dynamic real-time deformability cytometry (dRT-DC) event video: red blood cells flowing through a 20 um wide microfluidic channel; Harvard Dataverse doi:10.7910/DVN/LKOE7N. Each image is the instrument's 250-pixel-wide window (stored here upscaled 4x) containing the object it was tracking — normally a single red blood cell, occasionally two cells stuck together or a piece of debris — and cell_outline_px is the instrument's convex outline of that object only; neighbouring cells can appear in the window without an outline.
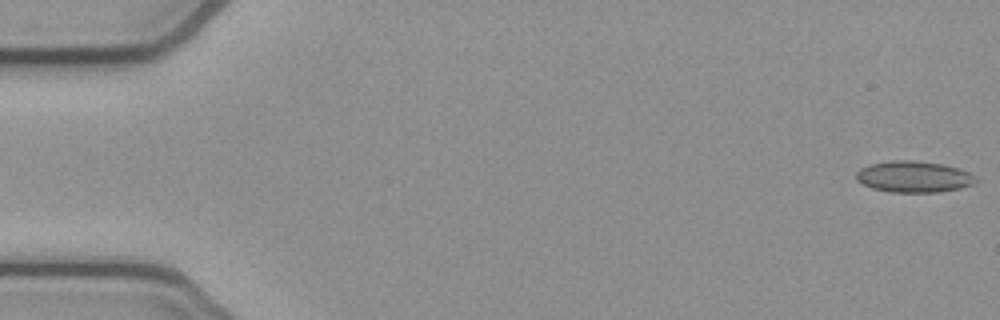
{"species": "common noctule bat (a hibernating species)", "species_latin": "Nyctalus noctula", "temperature_condition": "cold", "stored_images_in_passage": 54, "segment_of_instrument_passage": [1, 2], "camera_frame_rate_fps": 3000, "um_per_image_px": 0.085, "animal": {"sex": "female", "body_mass_g": 21.9}, "frame": {"image": 1, "passage_image": 1, "time_ms": 0.0, "image_size_px": [1000, 320], "cell_outline_px": [[976, 180], [972, 184], [960, 188], [940, 192], [892, 192], [872, 188], [856, 180], [856, 172], [860, 168], [868, 164], [892, 160], [916, 160], [944, 164], [960, 168], [968, 172]], "centroid_in_image_um": [77.63, 15.01], "position_along_channel_um": 7.4, "area_um2": 21.85}}
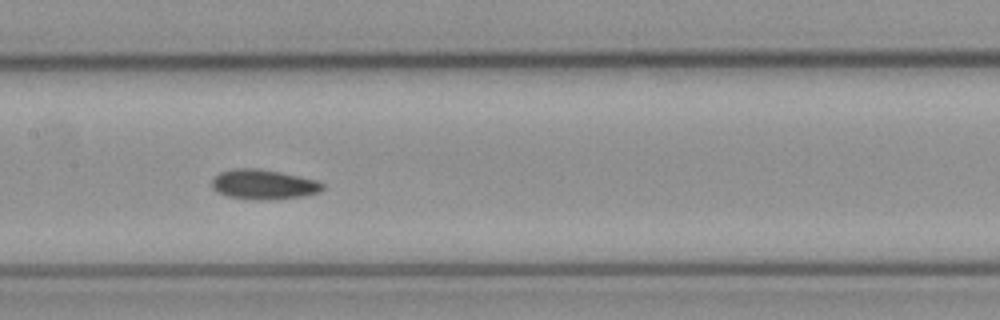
{"frame": {"image": 2, "passage_image": 26, "time_ms": 8.333, "image_size_px": [1000, 320], "cell_outline_px": [[324, 188], [320, 192], [304, 196], [272, 200], [260, 200], [228, 196], [212, 188], [212, 180], [220, 172], [232, 168], [256, 168], [280, 172], [316, 180], [324, 184]], "centroid_in_image_um": [22.43, 15.68], "position_along_channel_um": 185.0, "area_um2": 19.19}}
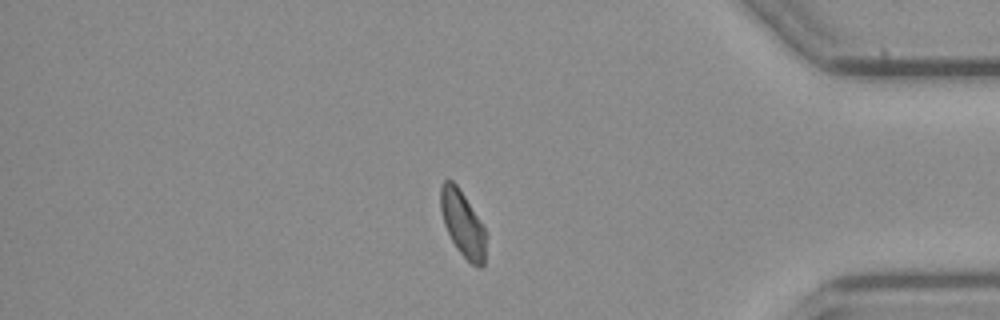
{"frame": {"image": 3, "passage_image": 45, "time_ms": 14.667, "image_size_px": [1000, 320], "cell_outline_px": [[484, 264], [480, 268], [476, 268], [456, 248], [444, 224], [440, 208], [440, 188], [444, 180], [452, 180], [456, 184], [480, 220], [484, 228]], "centroid_in_image_um": [39.3, 19.0], "position_along_channel_um": 395.9, "area_um2": 16.94}}